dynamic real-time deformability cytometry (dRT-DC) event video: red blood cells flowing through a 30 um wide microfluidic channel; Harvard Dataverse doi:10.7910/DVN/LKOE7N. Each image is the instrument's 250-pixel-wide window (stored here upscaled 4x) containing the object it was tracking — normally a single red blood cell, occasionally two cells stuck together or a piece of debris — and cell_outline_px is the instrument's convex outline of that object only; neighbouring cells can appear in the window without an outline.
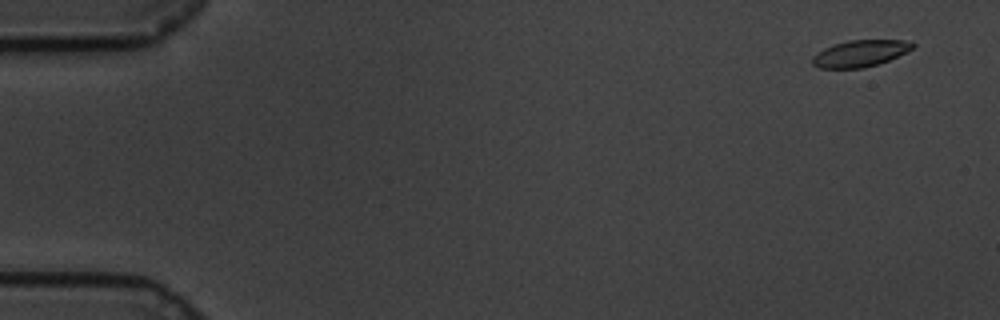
{"species": "common noctule bat (a hibernating species)", "species_latin": "Nyctalus noctula", "temperature_condition": "cold", "stored_images_in_passage": 59, "camera_frame_rate_fps": 3000, "um_per_image_px": 0.085, "animal": {"sex": "male", "body_mass_g": 19.5, "forearm_length_mm": 54.6}, "frame": {"image": 1, "passage_image": 2, "time_ms": 0.333, "image_size_px": [1000, 320], "cell_outline_px": [[916, 44], [912, 48], [888, 60], [864, 68], [820, 68], [812, 64], [812, 56], [824, 48], [832, 44], [848, 40], [904, 40]], "centroid_in_image_um": [73.05, 4.53], "position_along_channel_um": 11.9, "area_um2": 15.37}}
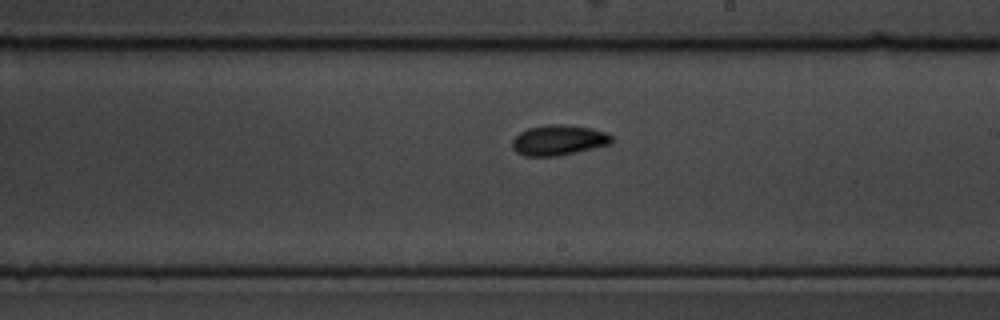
{"frame": {"image": 2, "passage_image": 34, "time_ms": 11.0, "image_size_px": [1000, 320], "cell_outline_px": [[612, 144], [556, 156], [524, 156], [516, 152], [512, 148], [512, 140], [520, 132], [528, 128], [548, 124], [564, 124], [592, 128], [608, 132], [612, 136]], "centroid_in_image_um": [47.49, 11.9], "position_along_channel_um": 241.5, "area_um2": 17.69}}
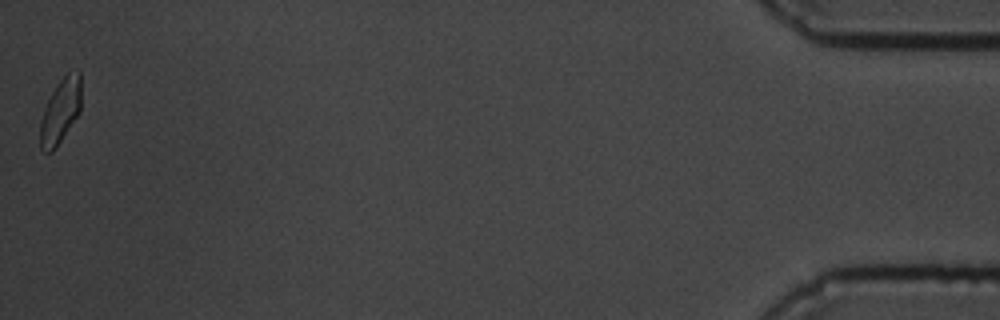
{"frame": {"image": 3, "passage_image": 59, "time_ms": 19.333, "image_size_px": [1000, 320], "cell_outline_px": [[80, 112], [56, 148], [52, 152], [44, 152], [40, 148], [40, 120], [44, 108], [56, 84], [68, 72], [80, 68]], "centroid_in_image_um": [5.13, 9.44], "position_along_channel_um": 430.1, "area_um2": 15.55}, "authors_computed_cell_mechanics": {"area_um2": 16.473, "velocity_mm_per_s": 3.3559, "shape_relaxation_time_tau1_ms": 4.1314, "shape_relaxation_time_tau2_ms": 2.5342, "deformation_change_tau1": 0.1412, "deformation_change_tau2": 0.0767}}